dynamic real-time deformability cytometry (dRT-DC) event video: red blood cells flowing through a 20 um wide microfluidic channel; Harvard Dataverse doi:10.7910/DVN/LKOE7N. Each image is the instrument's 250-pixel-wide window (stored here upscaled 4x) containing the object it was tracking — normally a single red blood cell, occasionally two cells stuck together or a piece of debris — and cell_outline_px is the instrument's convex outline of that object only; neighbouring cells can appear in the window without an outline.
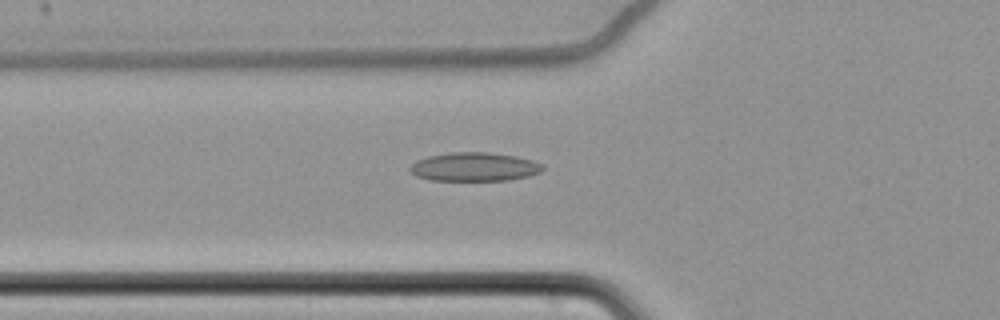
{"species": "common noctule bat (a hibernating species)", "species_latin": "Nyctalus noctula", "temperature_condition": "cold", "stored_images_in_passage": 54, "camera_frame_rate_fps": 3000, "um_per_image_px": 0.085, "animal": {"sex": "female", "body_mass_g": 22.7, "forearm_length_mm": 54.2}, "frame": {"image": 1, "passage_image": 17, "time_ms": 5.333, "image_size_px": [1000, 320], "cell_outline_px": [[544, 168], [540, 172], [528, 176], [508, 180], [428, 180], [416, 176], [408, 168], [416, 160], [428, 156], [448, 152], [488, 152], [516, 156], [532, 160], [540, 164]], "centroid_in_image_um": [40.28, 14.17], "position_along_channel_um": 85.5, "area_um2": 22.2}}
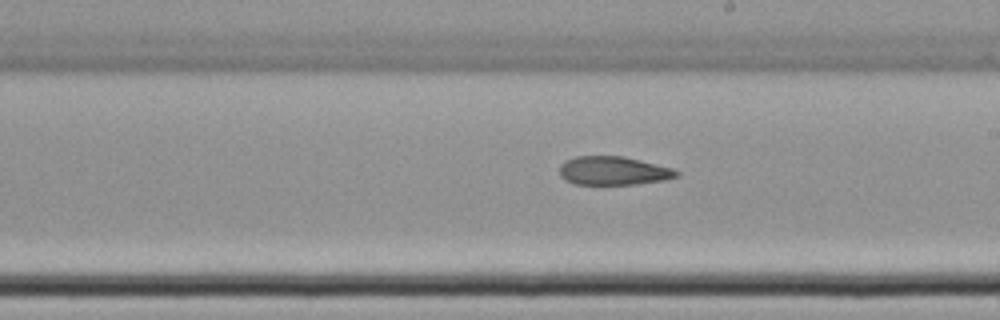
{"frame": {"image": 2, "passage_image": 30, "time_ms": 9.667, "image_size_px": [1000, 320], "cell_outline_px": [[680, 176], [664, 180], [636, 184], [572, 184], [564, 180], [560, 176], [560, 164], [564, 160], [576, 156], [624, 156], [672, 168], [680, 172]], "centroid_in_image_um": [52.11, 14.51], "position_along_channel_um": 236.9, "area_um2": 19.65}}
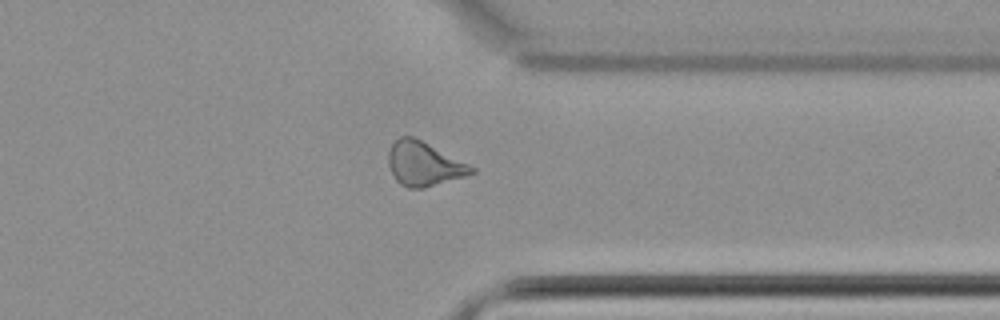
{"frame": {"image": 3, "passage_image": 42, "time_ms": 13.667, "image_size_px": [1000, 320], "cell_outline_px": [[476, 172], [464, 176], [424, 188], [408, 188], [400, 184], [396, 180], [388, 164], [388, 152], [392, 144], [400, 136], [412, 136], [476, 168]], "centroid_in_image_um": [36.0, 13.94], "position_along_channel_um": 375.4, "area_um2": 20.92}}